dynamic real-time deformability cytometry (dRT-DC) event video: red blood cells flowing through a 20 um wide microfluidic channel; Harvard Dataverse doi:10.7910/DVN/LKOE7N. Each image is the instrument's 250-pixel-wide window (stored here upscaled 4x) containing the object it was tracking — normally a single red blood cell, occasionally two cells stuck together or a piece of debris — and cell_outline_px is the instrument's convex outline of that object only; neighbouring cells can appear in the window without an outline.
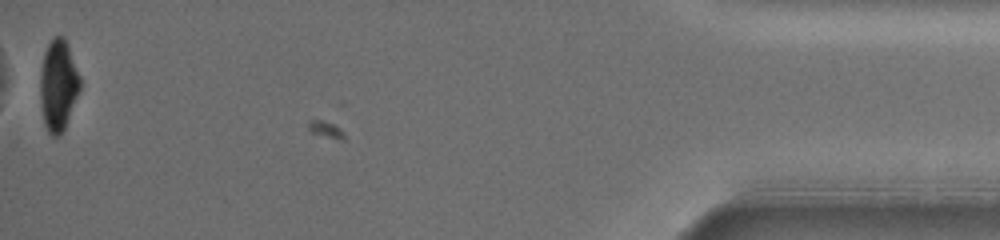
{"species": "common noctule bat (a hibernating species)", "species_latin": "Nyctalus noctula", "temperature_condition": "warm", "stored_images_in_passage": 44, "camera_frame_rate_fps": 3000, "um_per_image_px": 0.085, "animal": {"sex": "female", "body_mass_g": 19.5, "forearm_length_mm": 54.1}, "frame": {"image": 1, "passage_image": 44, "time_ms": 14.333, "image_size_px": [1000, 240], "cell_outline_px": [[80, 88], [64, 128], [60, 136], [52, 136], [48, 132], [44, 124], [40, 100], [40, 72], [44, 52], [48, 44], [56, 36], [64, 36], [68, 44], [80, 76]], "centroid_in_image_um": [4.94, 7.23], "position_along_channel_um": 430.3, "area_um2": 21.04}, "authors_computed_cell_mechanics": {"area_um2": 25.3453, "velocity_mm_per_s": 3.0462, "shape_relaxation_time_tau1_ms": 2.1265, "shape_relaxation_time_tau2_ms": 2.4969, "deformation_change_tau1": 0.1456, "deformation_change_tau2": 0.072}}